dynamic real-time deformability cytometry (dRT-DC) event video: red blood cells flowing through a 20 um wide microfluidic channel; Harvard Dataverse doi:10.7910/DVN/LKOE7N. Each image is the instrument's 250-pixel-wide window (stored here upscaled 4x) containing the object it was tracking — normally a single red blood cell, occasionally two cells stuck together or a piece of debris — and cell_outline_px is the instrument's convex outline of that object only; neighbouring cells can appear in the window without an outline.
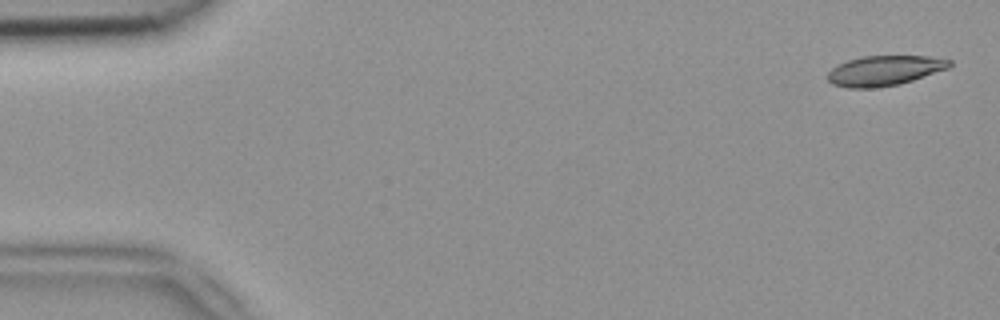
{"species": "common noctule bat (a hibernating species)", "species_latin": "Nyctalus noctula", "temperature_condition": "room temperature", "stored_images_in_passage": 50, "camera_frame_rate_fps": 3000, "um_per_image_px": 0.085, "animal": {"sex": "female", "body_mass_g": 18.4}, "frame": {"image": 1, "passage_image": 2, "time_ms": 0.333, "image_size_px": [1000, 320], "cell_outline_px": [[952, 64], [948, 68], [900, 84], [872, 88], [848, 88], [832, 84], [828, 80], [828, 72], [836, 64], [848, 60], [864, 56], [928, 56], [952, 60]], "centroid_in_image_um": [75.15, 6.0], "position_along_channel_um": 9.8, "area_um2": 21.27}}
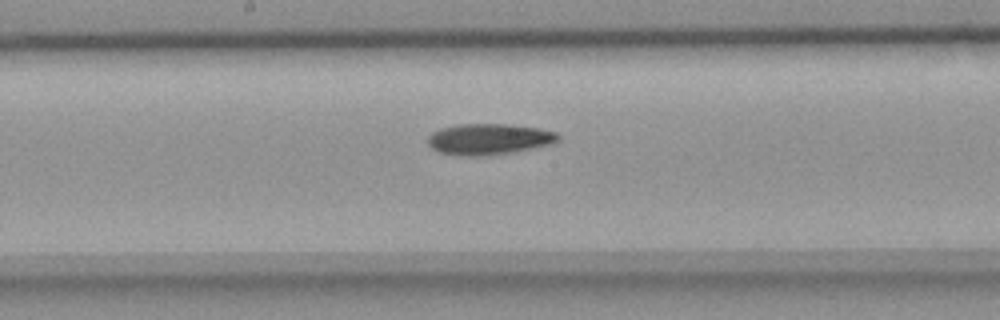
{"frame": {"image": 2, "passage_image": 27, "time_ms": 8.667, "image_size_px": [1000, 320], "cell_outline_px": [[560, 140], [552, 144], [516, 152], [488, 156], [460, 156], [440, 152], [432, 148], [428, 144], [428, 136], [432, 132], [440, 128], [456, 124], [512, 124], [540, 128], [556, 132], [560, 136]], "centroid_in_image_um": [41.59, 11.83], "position_along_channel_um": 206.6, "area_um2": 24.04}}
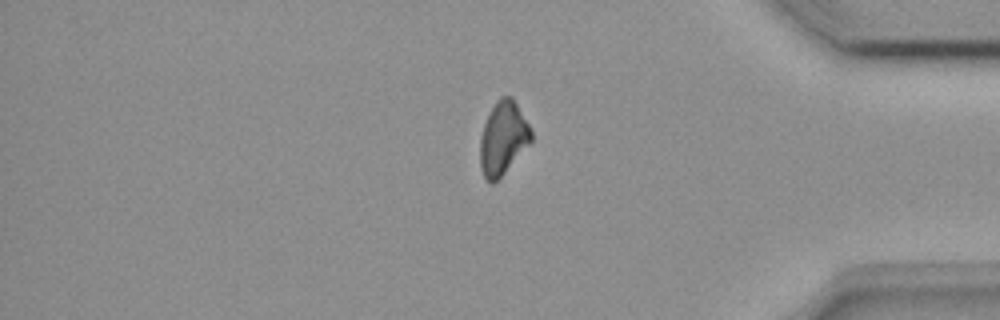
{"frame": {"image": 3, "passage_image": 43, "time_ms": 14.0, "image_size_px": [1000, 320], "cell_outline_px": [[532, 140], [504, 172], [492, 184], [484, 176], [480, 164], [480, 136], [484, 124], [496, 100], [500, 96], [512, 96], [528, 124], [532, 132]], "centroid_in_image_um": [42.74, 11.71], "position_along_channel_um": 392.5, "area_um2": 21.27}}